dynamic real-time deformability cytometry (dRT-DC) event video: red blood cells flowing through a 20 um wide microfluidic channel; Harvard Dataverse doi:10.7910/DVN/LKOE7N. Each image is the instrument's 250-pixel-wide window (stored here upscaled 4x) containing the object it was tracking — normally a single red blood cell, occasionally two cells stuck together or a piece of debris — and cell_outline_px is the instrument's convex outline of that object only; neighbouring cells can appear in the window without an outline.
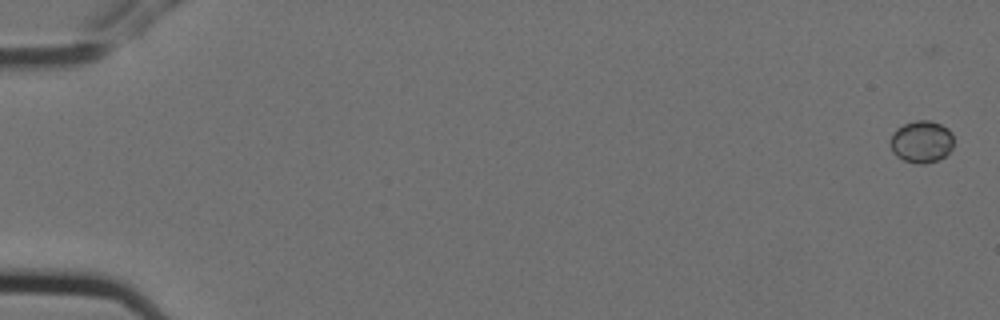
{"species": "Egyptian fruit bat (a non-hibernating species)", "species_latin": "Rousettus aegyptiacus", "temperature_condition": "cold", "stored_images_in_passage": 5, "camera_frame_rate_fps": 3000, "um_per_image_px": 0.085, "animal": {"sex": "female"}, "frame": {"image": 1, "passage_image": 1, "time_ms": 0.0, "image_size_px": [1000, 320], "cell_outline_px": [[952, 148], [940, 160], [924, 164], [920, 164], [904, 160], [896, 156], [892, 152], [892, 132], [896, 128], [904, 124], [916, 120], [928, 120], [940, 124], [948, 128], [952, 132]], "centroid_in_image_um": [78.34, 12.04], "position_along_channel_um": 6.7, "area_um2": 15.49}}
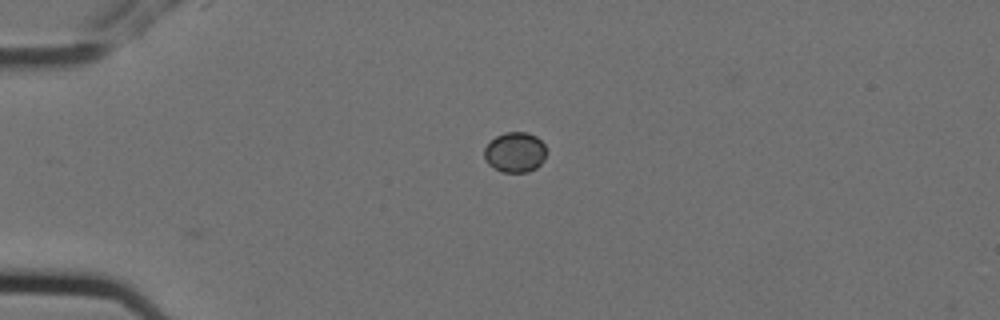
{"frame": {"image": 2, "passage_image": 5, "time_ms": 1.333, "image_size_px": [1000, 320], "cell_outline_px": [[548, 152], [544, 160], [536, 168], [528, 172], [504, 172], [488, 164], [484, 156], [484, 148], [496, 136], [504, 132], [528, 132], [536, 136], [544, 144]], "centroid_in_image_um": [43.81, 12.93], "position_along_channel_um": 41.2, "area_um2": 14.62}}